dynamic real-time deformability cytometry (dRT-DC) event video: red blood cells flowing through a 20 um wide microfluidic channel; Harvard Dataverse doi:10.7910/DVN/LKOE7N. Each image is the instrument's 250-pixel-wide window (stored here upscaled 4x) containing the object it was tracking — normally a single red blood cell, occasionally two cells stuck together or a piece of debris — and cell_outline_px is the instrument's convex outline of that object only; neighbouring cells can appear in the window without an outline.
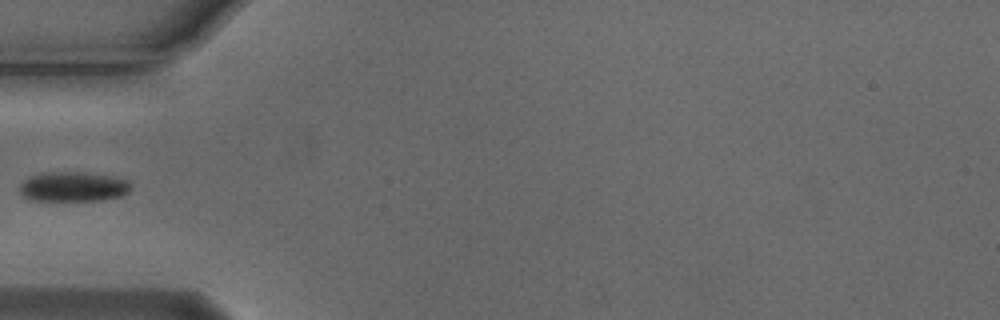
{"species": "Egyptian fruit bat (a non-hibernating species)", "species_latin": "Rousettus aegyptiacus", "temperature_condition": "cold", "stored_images_in_passage": 3, "camera_frame_rate_fps": 3000, "um_per_image_px": 0.085, "animal": {"sex": "male"}, "frame": {"image": 1, "passage_image": 2, "time_ms": 0.333, "image_size_px": [1000, 320], "cell_outline_px": [[132, 188], [124, 196], [104, 200], [32, 200], [24, 196], [20, 192], [20, 184], [28, 176], [40, 172], [88, 172], [112, 176], [128, 180]], "centroid_in_image_um": [6.25, 15.85], "position_along_channel_um": 78.8, "area_um2": 19.59}}
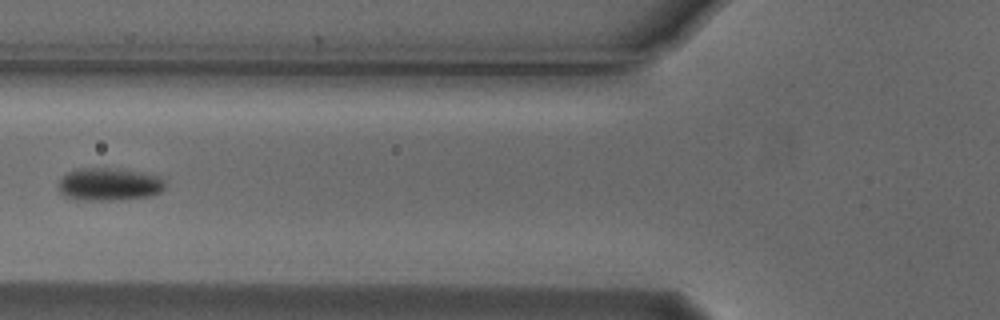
{"frame": {"image": 2, "passage_image": 3, "time_ms": 0.667, "image_size_px": [1000, 320], "cell_outline_px": [[164, 188], [160, 192], [152, 196], [120, 200], [76, 200], [64, 196], [56, 188], [60, 180], [68, 172], [96, 168], [104, 168], [160, 176], [164, 180]], "centroid_in_image_um": [9.26, 15.71], "position_along_channel_um": 116.5, "area_um2": 20.0}}